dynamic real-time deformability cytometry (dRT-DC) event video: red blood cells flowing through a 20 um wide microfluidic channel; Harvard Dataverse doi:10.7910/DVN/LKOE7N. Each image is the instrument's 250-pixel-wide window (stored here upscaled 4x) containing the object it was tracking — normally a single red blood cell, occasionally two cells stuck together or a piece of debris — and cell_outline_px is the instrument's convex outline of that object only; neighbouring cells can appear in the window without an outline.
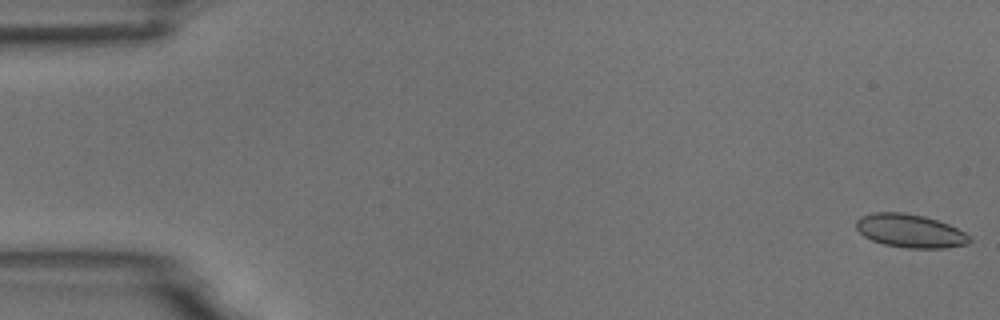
{"species": "common noctule bat (a hibernating species)", "species_latin": "Nyctalus noctula", "temperature_condition": "room temperature", "stored_images_in_passage": 55, "camera_frame_rate_fps": 3000, "um_per_image_px": 0.085, "animal": {"sex": "male", "body_mass_g": 18.8}, "frame": {"image": 1, "passage_image": 1, "time_ms": 0.0, "image_size_px": [1000, 320], "cell_outline_px": [[972, 240], [968, 244], [944, 248], [908, 248], [884, 244], [872, 240], [864, 236], [856, 228], [856, 220], [860, 216], [872, 212], [900, 212], [924, 216], [948, 224], [972, 236]], "centroid_in_image_um": [77.36, 19.62], "position_along_channel_um": 7.6, "area_um2": 22.08}}
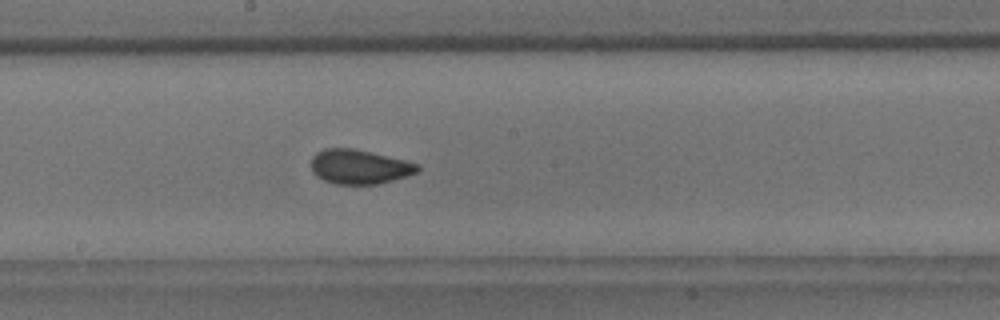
{"frame": {"image": 2, "passage_image": 30, "time_ms": 9.667, "image_size_px": [1000, 320], "cell_outline_px": [[420, 168], [416, 172], [380, 184], [336, 184], [324, 180], [316, 176], [312, 172], [312, 156], [316, 152], [324, 148], [352, 148], [404, 160], [420, 164]], "centroid_in_image_um": [30.51, 14.17], "position_along_channel_um": 217.7, "area_um2": 21.15}}
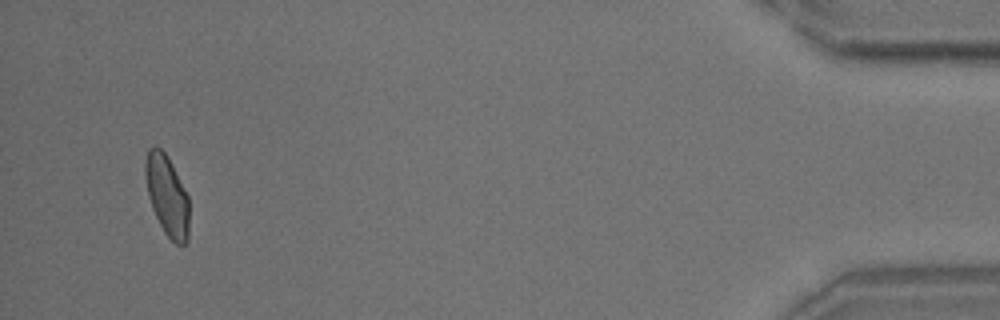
{"frame": {"image": 3, "passage_image": 53, "time_ms": 17.333, "image_size_px": [1000, 320], "cell_outline_px": [[188, 240], [184, 244], [176, 244], [164, 232], [152, 208], [148, 196], [144, 172], [144, 164], [148, 148], [152, 144], [156, 144], [164, 152], [188, 196]], "centroid_in_image_um": [14.16, 16.59], "position_along_channel_um": 421.0, "area_um2": 20.35}, "authors_computed_cell_mechanics": {"area_um2": 21.386, "velocity_mm_per_s": 3.661, "shape_relaxation_time_tau1_ms": 7.7782, "shape_relaxation_time_tau2_ms": null, "deformation_change_tau1": 0.1288, "deformation_change_tau2": null}}